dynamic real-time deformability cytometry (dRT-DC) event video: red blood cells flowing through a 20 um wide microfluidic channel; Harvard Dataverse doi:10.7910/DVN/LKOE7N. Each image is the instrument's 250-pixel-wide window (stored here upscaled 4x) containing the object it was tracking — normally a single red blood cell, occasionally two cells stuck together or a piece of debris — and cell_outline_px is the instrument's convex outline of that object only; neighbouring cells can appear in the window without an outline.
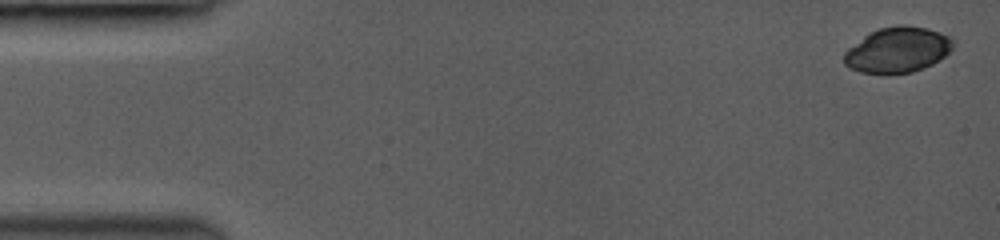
{"species": "common noctule bat (a hibernating species)", "species_latin": "Nyctalus noctula", "temperature_condition": "room temperature", "stored_images_in_passage": 5, "camera_frame_rate_fps": 3000, "um_per_image_px": 0.085, "animal": {"sex": "female", "body_mass_g": 19.0, "forearm_length_mm": 53.3}, "frame": {"image": 1, "passage_image": 1, "time_ms": 0.0, "image_size_px": [1000, 240], "cell_outline_px": [[956, 44], [944, 56], [932, 64], [924, 68], [912, 72], [860, 72], [844, 64], [844, 52], [848, 48], [868, 32], [880, 28], [896, 24], [904, 24], [928, 28], [940, 32], [948, 36]], "centroid_in_image_um": [76.3, 4.2], "position_along_channel_um": 8.7, "area_um2": 28.73}}
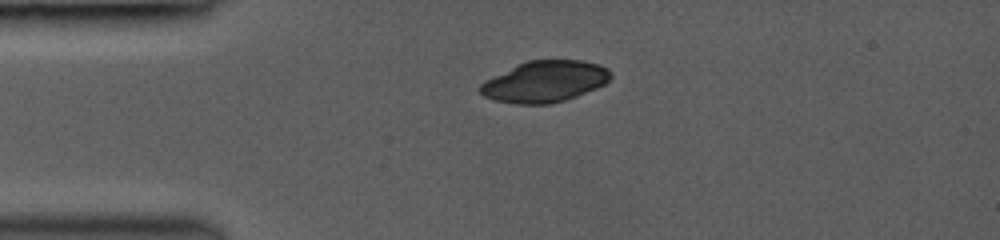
{"frame": {"image": 2, "passage_image": 4, "time_ms": 3.333, "image_size_px": [1000, 240], "cell_outline_px": [[612, 76], [604, 84], [596, 88], [576, 96], [564, 100], [548, 104], [516, 104], [496, 100], [484, 96], [480, 92], [480, 84], [516, 64], [528, 60], [580, 60], [600, 64], [608, 68], [612, 72]], "centroid_in_image_um": [46.34, 6.92], "position_along_channel_um": 38.7, "area_um2": 31.21}}